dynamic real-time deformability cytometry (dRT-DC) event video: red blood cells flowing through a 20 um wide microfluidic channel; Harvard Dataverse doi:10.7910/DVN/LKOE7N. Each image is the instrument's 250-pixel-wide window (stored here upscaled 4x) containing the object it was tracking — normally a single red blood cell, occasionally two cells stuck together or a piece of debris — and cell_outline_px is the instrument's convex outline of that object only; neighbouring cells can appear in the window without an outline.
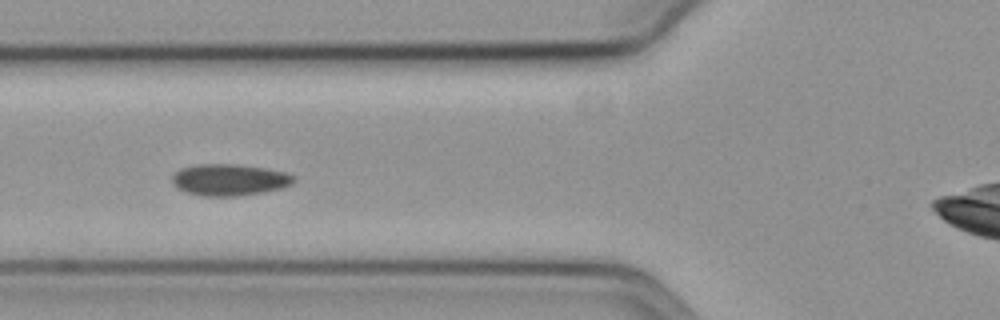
{"species": "common noctule bat (a hibernating species)", "species_latin": "Nyctalus noctula", "temperature_condition": "cold", "stored_images_in_passage": 17, "camera_frame_rate_fps": 3000, "um_per_image_px": 0.085, "animal": {"sex": "female", "body_mass_g": 19.3, "forearm_length_mm": 54.1}, "frame": {"image": 1, "passage_image": 6, "time_ms": 1.667, "image_size_px": [1000, 320], "cell_outline_px": [[296, 180], [292, 184], [280, 188], [264, 192], [236, 196], [204, 196], [188, 192], [176, 188], [172, 184], [172, 176], [180, 168], [196, 164], [236, 164], [264, 168], [288, 172], [296, 176]], "centroid_in_image_um": [19.51, 15.27], "position_along_channel_um": 106.3, "area_um2": 22.54}}